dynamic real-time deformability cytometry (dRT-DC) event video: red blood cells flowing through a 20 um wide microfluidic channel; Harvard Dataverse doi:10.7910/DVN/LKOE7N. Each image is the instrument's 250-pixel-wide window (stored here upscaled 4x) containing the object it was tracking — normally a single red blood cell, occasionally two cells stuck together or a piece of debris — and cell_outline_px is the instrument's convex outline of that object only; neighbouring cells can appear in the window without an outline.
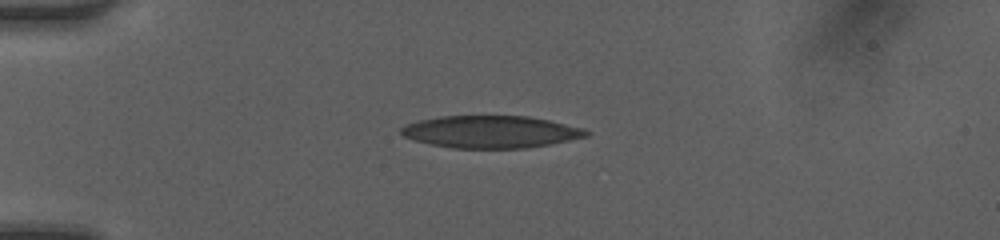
{"species": "human", "species_latin": "Homo sapiens", "temperature_condition": "room temperature", "stored_images_in_passage": 6, "camera_frame_rate_fps": 3000, "um_per_image_px": 0.085, "donor": {"sex": "female"}, "frame": {"image": 1, "passage_image": 1, "time_ms": 0.0, "image_size_px": [1000, 240], "cell_outline_px": [[592, 132], [588, 136], [548, 144], [524, 148], [452, 148], [432, 144], [416, 140], [404, 136], [400, 132], [400, 128], [408, 124], [420, 120], [440, 116], [528, 116], [548, 120], [584, 128]], "centroid_in_image_um": [41.74, 11.2], "position_along_channel_um": 43.3, "area_um2": 34.51}}
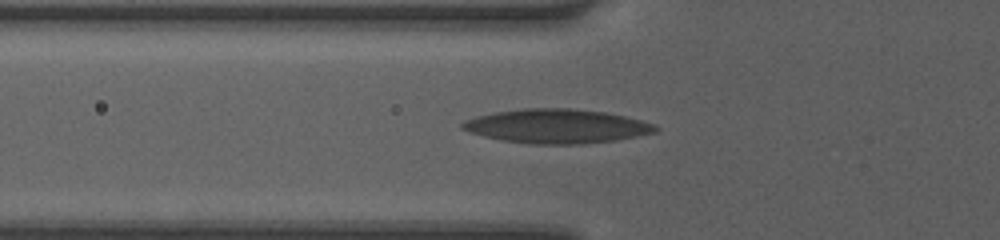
{"frame": {"image": 2, "passage_image": 6, "time_ms": 1.667, "image_size_px": [1000, 240], "cell_outline_px": [[660, 128], [656, 132], [616, 140], [584, 144], [528, 144], [504, 140], [484, 136], [468, 132], [460, 128], [460, 124], [464, 120], [476, 116], [492, 112], [524, 108], [568, 108], [604, 112], [624, 116], [656, 124]], "centroid_in_image_um": [47.3, 10.72], "position_along_channel_um": 78.5, "area_um2": 38.55}}